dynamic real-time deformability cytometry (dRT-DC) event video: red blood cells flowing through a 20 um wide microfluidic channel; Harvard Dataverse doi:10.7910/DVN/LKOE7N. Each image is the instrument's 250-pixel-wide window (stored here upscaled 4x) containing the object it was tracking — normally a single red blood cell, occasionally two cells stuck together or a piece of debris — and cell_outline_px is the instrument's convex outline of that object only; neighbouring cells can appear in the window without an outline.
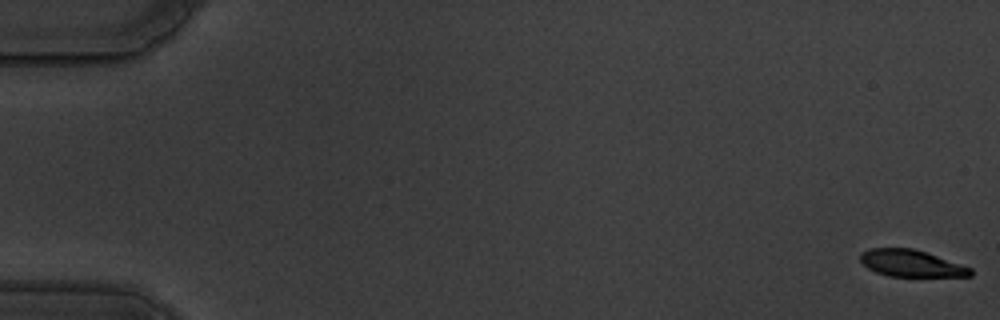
{"species": "common noctule bat (a hibernating species)", "species_latin": "Nyctalus noctula", "temperature_condition": "warm", "stored_images_in_passage": 59, "camera_frame_rate_fps": 3000, "um_per_image_px": 0.085, "animal": {"sex": "male", "body_mass_g": 19.5, "forearm_length_mm": 54.6}, "frame": {"image": 1, "passage_image": 1, "time_ms": 0.0, "image_size_px": [1000, 320], "cell_outline_px": [[972, 276], [888, 276], [876, 272], [868, 268], [860, 260], [860, 252], [868, 248], [912, 248], [972, 268]], "centroid_in_image_um": [77.4, 22.38], "position_along_channel_um": 7.6, "area_um2": 16.99}}
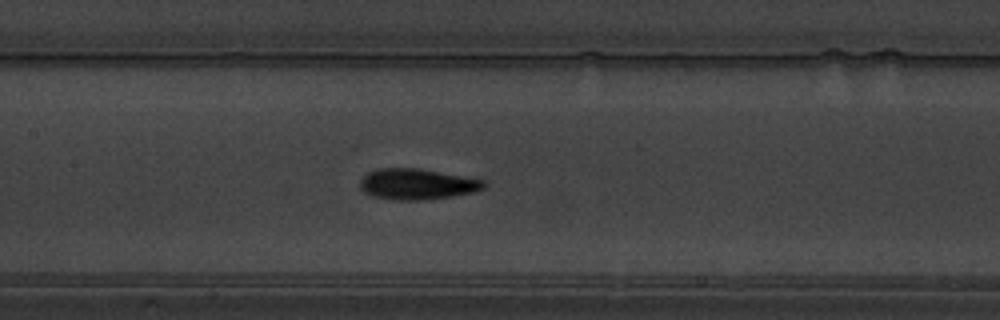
{"frame": {"image": 2, "passage_image": 29, "time_ms": 9.333, "image_size_px": [1000, 320], "cell_outline_px": [[488, 184], [484, 188], [472, 192], [452, 196], [424, 200], [392, 200], [372, 196], [364, 192], [360, 188], [360, 180], [368, 172], [380, 168], [420, 168], [484, 180]], "centroid_in_image_um": [35.44, 15.65], "position_along_channel_um": 172.0, "area_um2": 22.31}}
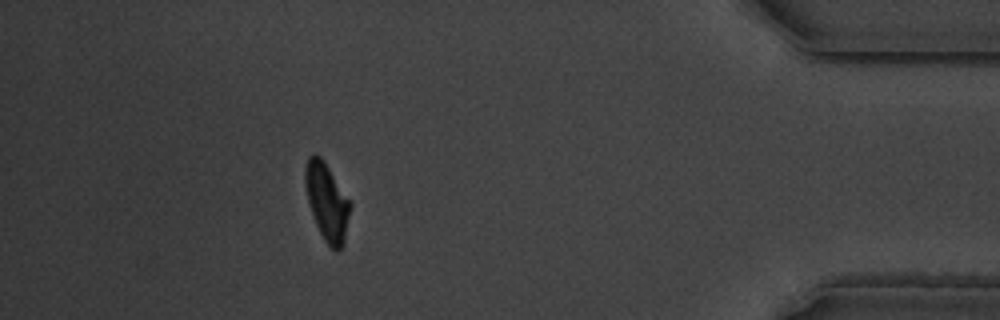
{"frame": {"image": 3, "passage_image": 53, "time_ms": 17.333, "image_size_px": [1000, 320], "cell_outline_px": [[352, 204], [344, 244], [336, 252], [324, 240], [316, 224], [308, 200], [304, 184], [304, 168], [308, 156], [320, 156], [324, 160]], "centroid_in_image_um": [27.8, 17.16], "position_along_channel_um": 407.4, "area_um2": 20.23}, "authors_computed_cell_mechanics": {"area_um2": 20.4612, "velocity_mm_per_s": 3.5148, "shape_relaxation_time_tau1_ms": 2.7864, "shape_relaxation_time_tau2_ms": 2.8116, "deformation_change_tau1": 0.1456, "deformation_change_tau2": 0.0726}}